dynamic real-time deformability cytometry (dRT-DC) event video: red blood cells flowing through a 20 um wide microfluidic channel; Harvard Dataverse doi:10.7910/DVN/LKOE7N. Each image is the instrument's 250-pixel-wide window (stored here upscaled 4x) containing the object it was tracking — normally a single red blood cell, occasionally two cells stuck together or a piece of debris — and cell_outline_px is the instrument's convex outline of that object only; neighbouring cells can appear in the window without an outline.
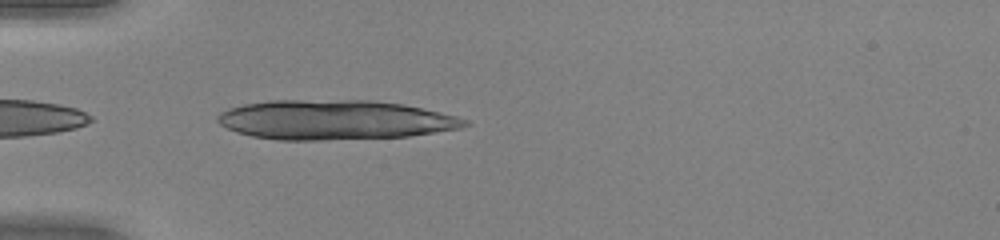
{"species": "human", "species_latin": "Homo sapiens", "temperature_condition": "warm", "stored_images_in_passage": 5, "camera_frame_rate_fps": 3000, "um_per_image_px": 0.085, "donor": {"sex": "female"}, "frame": {"image": 1, "passage_image": 1, "time_ms": 0.0, "image_size_px": [1000, 240], "cell_outline_px": [[472, 124], [460, 128], [408, 136], [324, 140], [276, 140], [252, 136], [236, 132], [220, 124], [216, 120], [216, 116], [220, 112], [228, 108], [244, 104], [268, 100], [372, 100], [404, 104], [440, 112], [456, 116], [468, 120]], "centroid_in_image_um": [28.43, 10.18], "position_along_channel_um": 56.6, "area_um2": 57.22}}